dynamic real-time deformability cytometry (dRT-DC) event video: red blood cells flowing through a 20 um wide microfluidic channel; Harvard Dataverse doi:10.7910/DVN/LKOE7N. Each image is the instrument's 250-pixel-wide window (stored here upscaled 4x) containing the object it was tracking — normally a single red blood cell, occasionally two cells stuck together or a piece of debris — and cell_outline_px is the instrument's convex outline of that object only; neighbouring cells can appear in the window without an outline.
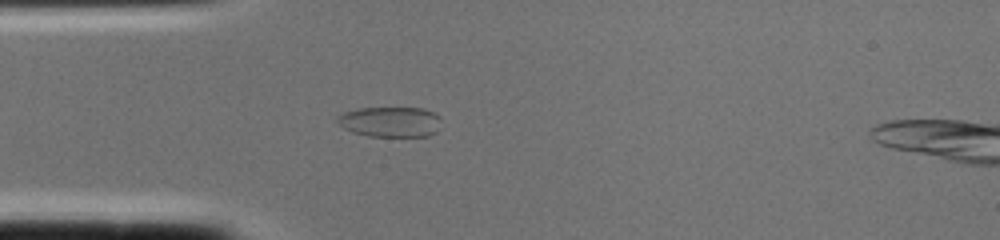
{"species": "common noctule bat (a hibernating species)", "species_latin": "Nyctalus noctula", "temperature_condition": "cold", "stored_images_in_passage": 2, "camera_frame_rate_fps": 3000, "um_per_image_px": 0.085, "animal": {"sex": "female", "body_mass_g": 22.0, "forearm_length_mm": 56.7}, "frame": {"image": 1, "passage_image": 1, "time_ms": 0.0, "image_size_px": [1000, 240], "cell_outline_px": [[440, 116], [436, 132], [428, 136], [368, 136], [352, 132], [344, 128], [336, 120], [336, 116], [344, 112], [356, 108], [424, 108]], "centroid_in_image_um": [33.14, 10.35], "position_along_channel_um": 51.9, "area_um2": 18.32}}